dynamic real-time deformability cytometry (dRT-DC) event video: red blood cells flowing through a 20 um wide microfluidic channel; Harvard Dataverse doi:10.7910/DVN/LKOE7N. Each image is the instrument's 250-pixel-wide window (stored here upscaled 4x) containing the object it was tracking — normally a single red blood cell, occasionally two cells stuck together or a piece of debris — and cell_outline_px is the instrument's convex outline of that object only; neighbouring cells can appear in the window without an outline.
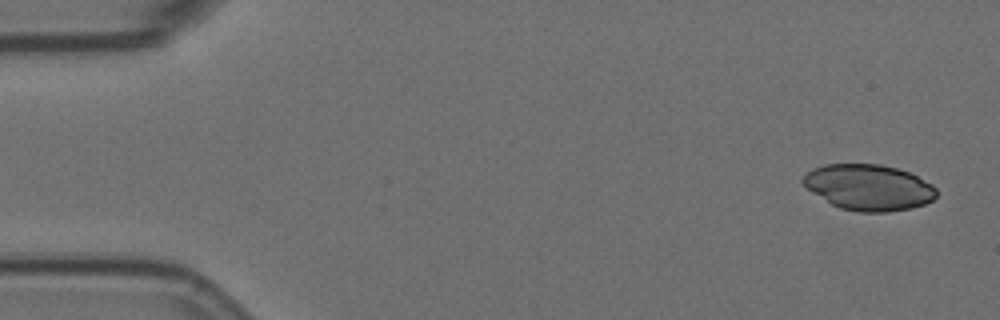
{"species": "Egyptian fruit bat (a non-hibernating species)", "species_latin": "Rousettus aegyptiacus", "temperature_condition": "room temperature", "stored_images_in_passage": 2, "camera_frame_rate_fps": 3000, "um_per_image_px": 0.085, "animal": {"sex": "female"}, "frame": {"image": 1, "passage_image": 1, "time_ms": 0.0, "image_size_px": [1000, 320], "cell_outline_px": [[936, 196], [932, 200], [924, 204], [912, 208], [888, 212], [860, 212], [840, 208], [832, 204], [812, 192], [800, 180], [812, 168], [824, 164], [880, 164], [896, 168], [908, 172], [932, 184], [936, 188]], "centroid_in_image_um": [73.83, 15.92], "position_along_channel_um": 11.2, "area_um2": 35.55}}